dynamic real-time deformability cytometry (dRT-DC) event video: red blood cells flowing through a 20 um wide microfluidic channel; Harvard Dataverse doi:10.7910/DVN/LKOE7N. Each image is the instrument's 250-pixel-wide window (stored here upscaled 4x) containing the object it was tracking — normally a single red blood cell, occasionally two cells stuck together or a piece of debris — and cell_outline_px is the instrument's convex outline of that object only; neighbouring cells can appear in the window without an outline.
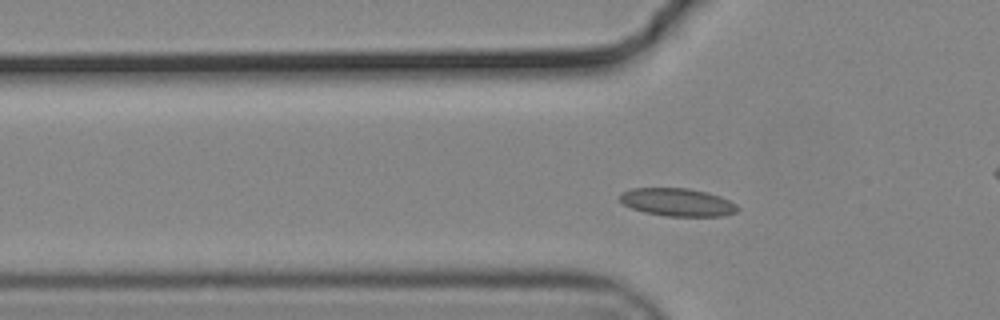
{"species": "common noctule bat (a hibernating species)", "species_latin": "Nyctalus noctula", "temperature_condition": "cold", "stored_images_in_passage": 49, "camera_frame_rate_fps": 3000, "um_per_image_px": 0.085, "animal": {"sex": "male", "body_mass_g": 19.2, "forearm_length_mm": 51.8}, "frame": {"image": 1, "passage_image": 11, "time_ms": 3.333, "image_size_px": [1000, 320], "cell_outline_px": [[740, 208], [736, 212], [724, 216], [664, 216], [644, 212], [632, 208], [624, 204], [620, 200], [620, 192], [632, 188], [688, 188], [708, 192], [720, 196], [736, 204]], "centroid_in_image_um": [57.59, 17.19], "position_along_channel_um": 68.2, "area_um2": 19.25}}
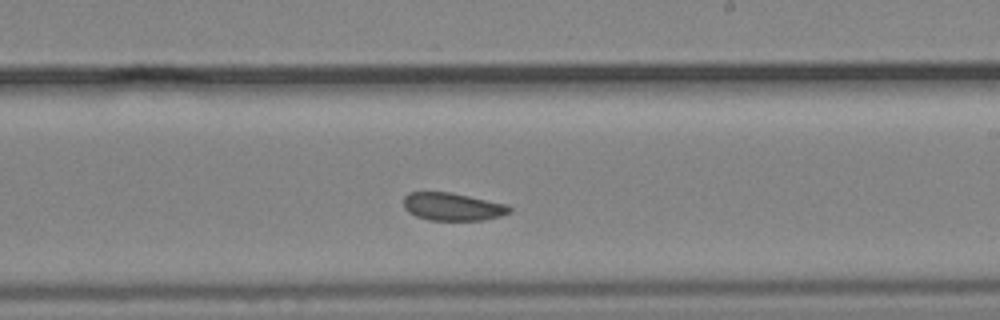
{"frame": {"image": 2, "passage_image": 26, "time_ms": 8.333, "image_size_px": [1000, 320], "cell_outline_px": [[512, 212], [500, 216], [484, 220], [428, 220], [416, 216], [408, 212], [404, 208], [404, 196], [408, 192], [448, 192], [468, 196], [504, 204], [512, 208]], "centroid_in_image_um": [38.44, 17.57], "position_along_channel_um": 250.6, "area_um2": 17.05}}
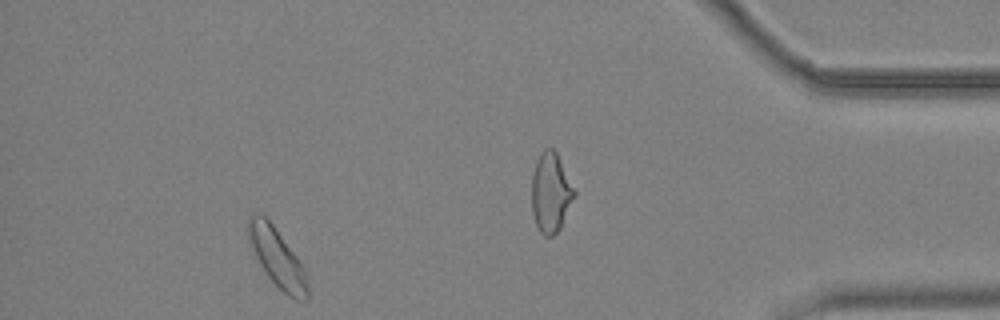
{"frame": {"image": 3, "passage_image": 44, "time_ms": 14.333, "image_size_px": [1000, 320], "cell_outline_px": [[308, 300], [296, 300], [288, 296], [268, 276], [260, 264], [248, 244], [248, 216], [252, 212], [264, 216], [272, 224], [296, 256], [304, 268], [308, 288]], "centroid_in_image_um": [23.53, 21.9], "position_along_channel_um": 411.7, "area_um2": 19.94}, "authors_computed_cell_mechanics": {"area_um2": 18.4382, "velocity_mm_per_s": 3.6613, "shape_relaxation_time_tau1_ms": 8.4849, "shape_relaxation_time_tau2_ms": 4.1896, "deformation_change_tau1": 0.0993, "deformation_change_tau2": 0.0698}}